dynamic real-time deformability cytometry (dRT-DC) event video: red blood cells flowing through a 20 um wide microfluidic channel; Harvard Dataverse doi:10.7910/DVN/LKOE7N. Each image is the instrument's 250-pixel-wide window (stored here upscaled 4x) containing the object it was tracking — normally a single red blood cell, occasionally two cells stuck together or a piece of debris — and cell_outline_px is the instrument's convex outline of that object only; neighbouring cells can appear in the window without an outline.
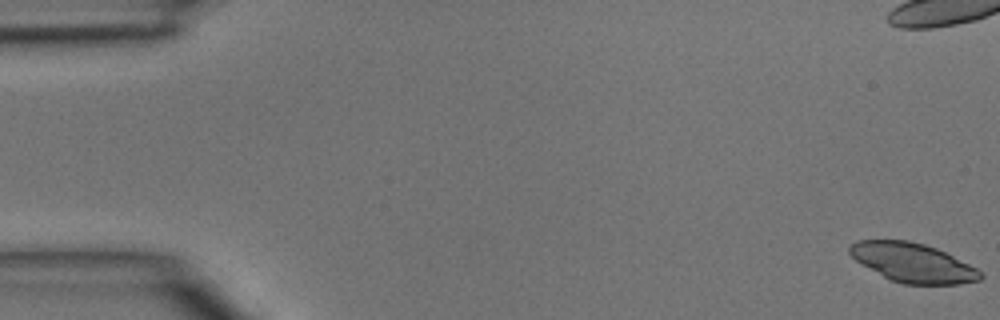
{"species": "common noctule bat (a hibernating species)", "species_latin": "Nyctalus noctula", "temperature_condition": "room temperature", "stored_images_in_passage": 13, "camera_frame_rate_fps": 3000, "um_per_image_px": 0.085, "animal": {"sex": "male", "body_mass_g": 15.6}, "frame": {"image": 1, "passage_image": 1, "time_ms": 0.0, "image_size_px": [1000, 320], "cell_outline_px": [[984, 276], [980, 280], [960, 284], [904, 284], [892, 280], [884, 276], [856, 260], [848, 252], [848, 248], [856, 240], [908, 240], [924, 244], [936, 248], [976, 268]], "centroid_in_image_um": [77.59, 22.32], "position_along_channel_um": 7.4, "area_um2": 29.36}}